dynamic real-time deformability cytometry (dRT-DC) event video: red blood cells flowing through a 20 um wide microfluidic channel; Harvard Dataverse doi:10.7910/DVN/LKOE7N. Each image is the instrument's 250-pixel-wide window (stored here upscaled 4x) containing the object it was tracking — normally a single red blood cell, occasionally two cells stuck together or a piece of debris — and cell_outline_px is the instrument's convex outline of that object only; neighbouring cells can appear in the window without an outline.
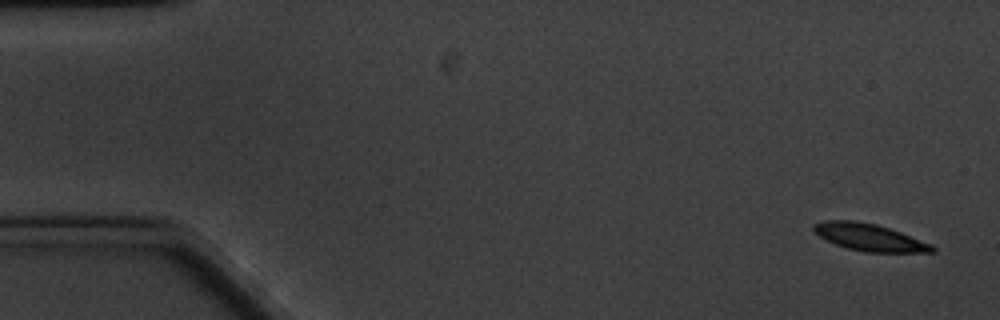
{"species": "common noctule bat (a hibernating species)", "species_latin": "Nyctalus noctula", "temperature_condition": "cold", "stored_images_in_passage": 5, "camera_frame_rate_fps": 3000, "um_per_image_px": 0.085, "animal": {"sex": "male", "body_mass_g": 20.1, "forearm_length_mm": 53.5}, "frame": {"image": 1, "passage_image": 1, "time_ms": 0.0, "image_size_px": [1000, 320], "cell_outline_px": [[936, 252], [864, 252], [848, 248], [836, 244], [812, 232], [812, 224], [824, 220], [852, 220], [876, 224], [900, 232], [932, 244], [936, 248]], "centroid_in_image_um": [73.88, 20.16], "position_along_channel_um": 11.1, "area_um2": 18.67}}